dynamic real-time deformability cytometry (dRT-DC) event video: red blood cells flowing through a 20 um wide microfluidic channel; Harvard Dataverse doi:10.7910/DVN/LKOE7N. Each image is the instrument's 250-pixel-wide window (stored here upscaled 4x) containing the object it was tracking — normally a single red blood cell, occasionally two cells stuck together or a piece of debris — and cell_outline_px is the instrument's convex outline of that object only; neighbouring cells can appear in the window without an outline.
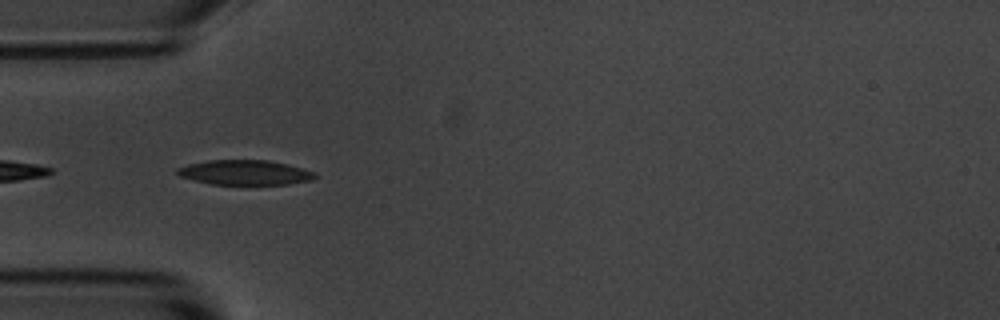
{"species": "common noctule bat (a hibernating species)", "species_latin": "Nyctalus noctula", "temperature_condition": "room temperature", "stored_images_in_passage": 13, "camera_frame_rate_fps": 3000, "um_per_image_px": 0.085, "animal": {"sex": "male", "body_mass_g": 20.1, "forearm_length_mm": 53.5}, "frame": {"image": 1, "passage_image": 3, "time_ms": 3.0, "image_size_px": [1000, 320], "cell_outline_px": [[320, 176], [312, 180], [288, 184], [212, 184], [180, 176], [176, 172], [176, 168], [188, 164], [208, 160], [268, 160], [316, 172]], "centroid_in_image_um": [20.84, 14.66], "position_along_channel_um": 64.2, "area_um2": 19.77}}
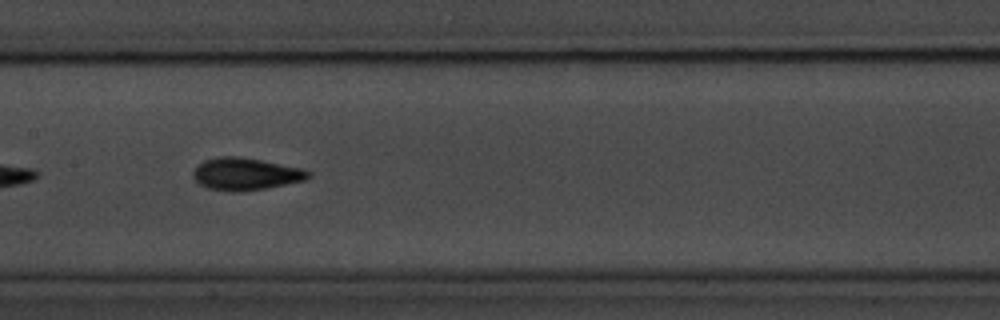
{"frame": {"image": 2, "passage_image": 6, "time_ms": 6.333, "image_size_px": [1000, 320], "cell_outline_px": [[312, 176], [304, 180], [264, 188], [240, 192], [228, 192], [208, 188], [200, 184], [192, 176], [192, 172], [204, 160], [220, 156], [236, 156], [260, 160], [300, 168], [312, 172]], "centroid_in_image_um": [20.86, 14.79], "position_along_channel_um": 186.5, "area_um2": 21.44}}
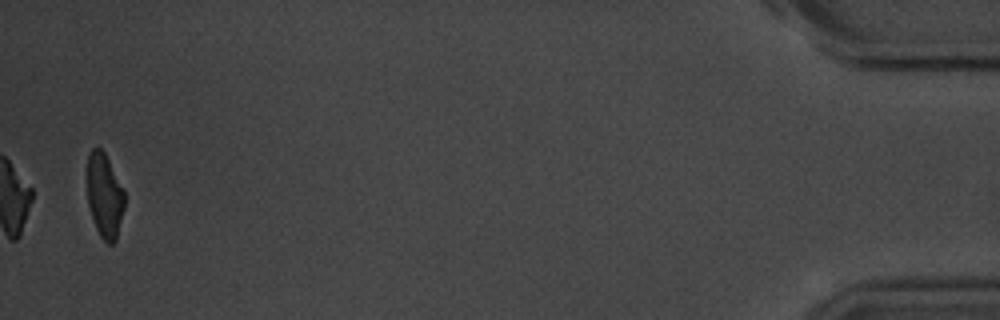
{"frame": {"image": 3, "passage_image": 13, "time_ms": 15.333, "image_size_px": [1000, 320], "cell_outline_px": [[124, 208], [116, 240], [112, 244], [108, 244], [100, 236], [96, 228], [88, 204], [88, 156], [92, 148], [100, 148], [104, 152], [124, 192]], "centroid_in_image_um": [8.89, 16.66], "position_along_channel_um": 426.3, "area_um2": 17.92}, "authors_computed_cell_mechanics": {"area_um2": 20.0566, "velocity_mm_per_s": 3.6648, "shape_relaxation_time_tau1_ms": 2.1996, "shape_relaxation_time_tau2_ms": 2.3657, "deformation_change_tau1": 0.105, "deformation_change_tau2": 0.059}}